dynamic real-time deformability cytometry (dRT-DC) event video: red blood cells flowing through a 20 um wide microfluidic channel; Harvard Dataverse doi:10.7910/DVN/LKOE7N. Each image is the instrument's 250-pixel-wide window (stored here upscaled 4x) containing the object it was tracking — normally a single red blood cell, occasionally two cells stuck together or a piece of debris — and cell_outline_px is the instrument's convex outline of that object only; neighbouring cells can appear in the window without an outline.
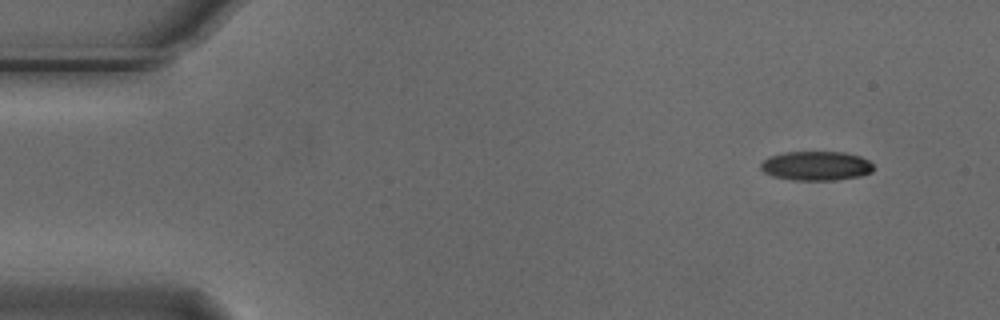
{"species": "Egyptian fruit bat (a non-hibernating species)", "species_latin": "Rousettus aegyptiacus", "temperature_condition": "cold", "stored_images_in_passage": 6, "camera_frame_rate_fps": 3000, "um_per_image_px": 0.085, "animal": {"sex": "male"}, "frame": {"image": 1, "passage_image": 6, "time_ms": 1.667, "image_size_px": [1000, 320], "cell_outline_px": [[876, 168], [872, 172], [860, 176], [836, 180], [792, 180], [772, 176], [764, 172], [760, 168], [760, 164], [768, 156], [784, 152], [844, 152], [860, 156], [868, 160]], "centroid_in_image_um": [69.38, 14.1], "position_along_channel_um": 15.6, "area_um2": 19.42}}